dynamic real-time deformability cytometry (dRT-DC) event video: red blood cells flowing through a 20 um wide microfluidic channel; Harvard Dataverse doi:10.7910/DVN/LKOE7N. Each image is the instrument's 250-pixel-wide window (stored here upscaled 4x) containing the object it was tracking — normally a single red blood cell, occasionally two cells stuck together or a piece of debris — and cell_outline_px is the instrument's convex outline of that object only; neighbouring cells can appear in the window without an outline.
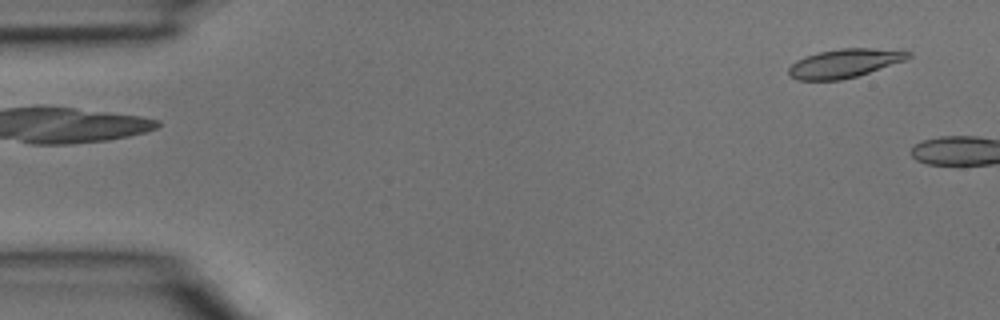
{"species": "common noctule bat (a hibernating species)", "species_latin": "Nyctalus noctula", "temperature_condition": "room temperature", "stored_images_in_passage": 3, "camera_frame_rate_fps": 3000, "um_per_image_px": 0.085, "animal": {"sex": "male", "body_mass_g": 15.6}, "frame": {"image": 1, "passage_image": 3, "time_ms": 0.667, "image_size_px": [1000, 320], "cell_outline_px": [[912, 56], [904, 60], [856, 76], [840, 80], [796, 80], [788, 76], [788, 68], [796, 60], [804, 56], [820, 52], [840, 48], [872, 48], [912, 52]], "centroid_in_image_um": [71.71, 5.38], "position_along_channel_um": 13.3, "area_um2": 19.83}}